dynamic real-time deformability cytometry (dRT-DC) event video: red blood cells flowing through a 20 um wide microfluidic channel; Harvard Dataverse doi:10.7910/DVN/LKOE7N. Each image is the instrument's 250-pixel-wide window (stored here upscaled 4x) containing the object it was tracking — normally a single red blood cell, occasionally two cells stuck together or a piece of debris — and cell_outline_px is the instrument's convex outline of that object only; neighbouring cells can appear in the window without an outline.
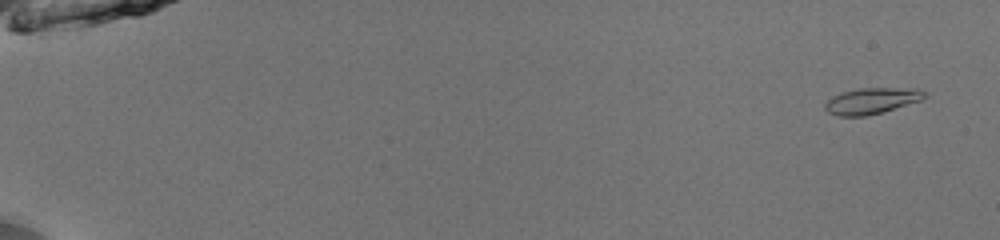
{"species": "common noctule bat (a hibernating species)", "species_latin": "Nyctalus noctula", "temperature_condition": "room temperature", "stored_images_in_passage": 53, "camera_frame_rate_fps": 3000, "um_per_image_px": 0.085, "animal": {"sex": "male", "body_mass_g": 13.0, "forearm_length_mm": 53.1}, "frame": {"image": 1, "passage_image": 3, "time_ms": 0.667, "image_size_px": [1000, 240], "cell_outline_px": [[928, 96], [920, 100], [884, 112], [864, 116], [836, 116], [828, 112], [824, 108], [824, 104], [832, 96], [840, 92], [860, 88], [916, 88], [924, 92]], "centroid_in_image_um": [74.06, 8.57], "position_along_channel_um": 10.9, "area_um2": 15.2}}
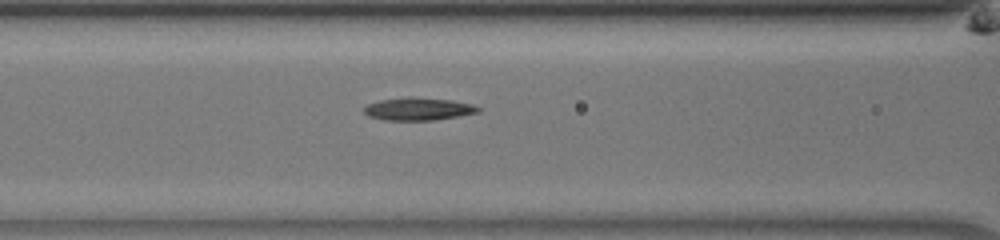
{"frame": {"image": 2, "passage_image": 25, "time_ms": 8.0, "image_size_px": [1000, 240], "cell_outline_px": [[480, 112], [432, 120], [384, 120], [368, 116], [364, 112], [364, 108], [368, 104], [380, 100], [408, 96], [412, 96], [452, 100], [472, 104], [480, 108]], "centroid_in_image_um": [35.54, 9.25], "position_along_channel_um": 131.1, "area_um2": 15.09}}
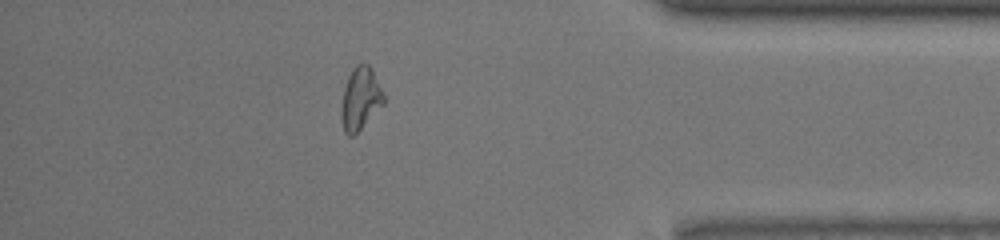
{"frame": {"image": 3, "passage_image": 47, "time_ms": 15.333, "image_size_px": [1000, 240], "cell_outline_px": [[384, 104], [352, 136], [348, 136], [344, 132], [340, 116], [340, 112], [344, 88], [348, 76], [352, 68], [356, 64], [368, 64], [384, 92]], "centroid_in_image_um": [30.61, 8.38], "position_along_channel_um": 404.6, "area_um2": 15.32}, "authors_computed_cell_mechanics": {"area_um2": 14.9702, "velocity_mm_per_s": 4.0264, "shape_relaxation_time_tau1_ms": null, "shape_relaxation_time_tau2_ms": 4.5926, "deformation_change_tau1": null, "deformation_change_tau2": 0.1194}}